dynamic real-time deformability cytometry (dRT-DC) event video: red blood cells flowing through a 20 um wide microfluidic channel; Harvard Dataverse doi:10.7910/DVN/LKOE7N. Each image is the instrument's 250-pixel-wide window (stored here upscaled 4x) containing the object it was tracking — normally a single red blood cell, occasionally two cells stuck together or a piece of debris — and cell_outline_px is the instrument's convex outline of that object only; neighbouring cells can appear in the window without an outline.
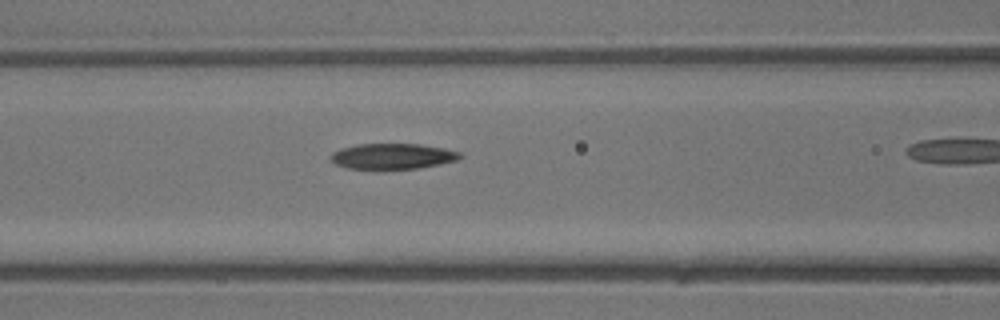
{"species": "common noctule bat (a hibernating species)", "species_latin": "Nyctalus noctula", "temperature_condition": "warm", "stored_images_in_passage": 6, "camera_frame_rate_fps": 3000, "um_per_image_px": 0.085, "animal": {"sex": "male", "body_mass_g": 13.3}, "frame": {"image": 1, "passage_image": 4, "time_ms": 1.0, "image_size_px": [1000, 320], "cell_outline_px": [[464, 156], [456, 160], [440, 164], [420, 168], [348, 168], [336, 164], [332, 160], [332, 152], [340, 148], [356, 144], [420, 144], [444, 148], [460, 152]], "centroid_in_image_um": [33.4, 13.26], "position_along_channel_um": 133.2, "area_um2": 19.07}}
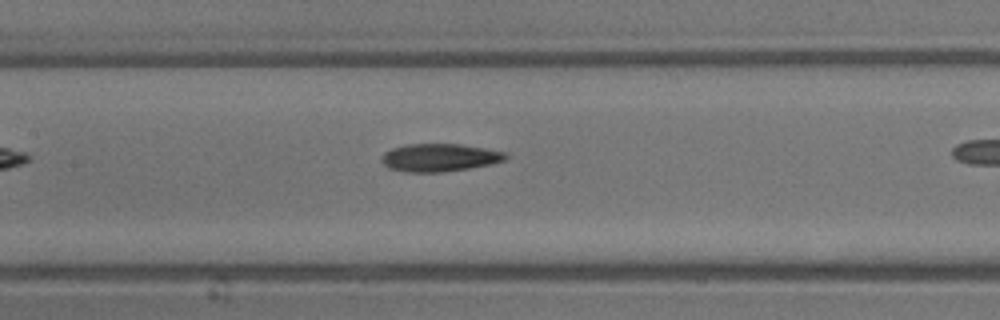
{"frame": {"image": 2, "passage_image": 6, "time_ms": 1.667, "image_size_px": [1000, 320], "cell_outline_px": [[508, 160], [492, 164], [444, 172], [404, 172], [388, 168], [380, 160], [380, 156], [384, 152], [392, 148], [408, 144], [460, 144], [508, 152]], "centroid_in_image_um": [37.37, 13.39], "position_along_channel_um": 170.0, "area_um2": 20.4}}